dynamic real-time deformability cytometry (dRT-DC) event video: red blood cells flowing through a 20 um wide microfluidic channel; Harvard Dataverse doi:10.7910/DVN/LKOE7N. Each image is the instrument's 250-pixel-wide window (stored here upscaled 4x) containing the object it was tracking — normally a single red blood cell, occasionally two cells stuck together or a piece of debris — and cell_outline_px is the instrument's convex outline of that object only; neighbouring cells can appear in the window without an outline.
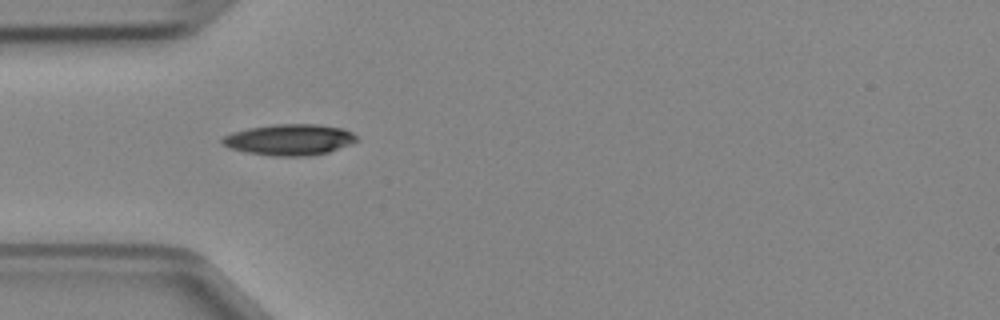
{"species": "Egyptian fruit bat (a non-hibernating species)", "species_latin": "Rousettus aegyptiacus", "temperature_condition": "cold", "stored_images_in_passage": 34, "camera_frame_rate_fps": 3000, "um_per_image_px": 0.085, "animal": {"sex": "female"}, "frame": {"image": 1, "passage_image": 1, "time_ms": 0.0, "image_size_px": [1000, 320], "cell_outline_px": [[356, 140], [348, 144], [328, 152], [312, 156], [272, 156], [244, 152], [228, 148], [220, 140], [224, 136], [232, 132], [248, 128], [272, 124], [316, 124], [344, 128], [352, 132], [356, 136]], "centroid_in_image_um": [24.56, 11.87], "position_along_channel_um": 60.4, "area_um2": 24.39}}
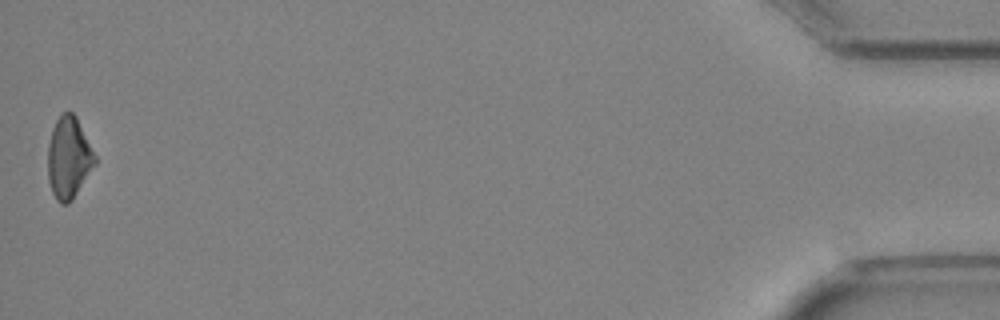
{"frame": {"image": 2, "passage_image": 34, "time_ms": 11.0, "image_size_px": [1000, 320], "cell_outline_px": [[96, 164], [72, 200], [68, 204], [60, 204], [56, 200], [52, 192], [48, 180], [48, 144], [52, 128], [60, 112], [72, 112], [76, 116], [96, 156]], "centroid_in_image_um": [5.83, 13.41], "position_along_channel_um": 429.4, "area_um2": 22.54}}